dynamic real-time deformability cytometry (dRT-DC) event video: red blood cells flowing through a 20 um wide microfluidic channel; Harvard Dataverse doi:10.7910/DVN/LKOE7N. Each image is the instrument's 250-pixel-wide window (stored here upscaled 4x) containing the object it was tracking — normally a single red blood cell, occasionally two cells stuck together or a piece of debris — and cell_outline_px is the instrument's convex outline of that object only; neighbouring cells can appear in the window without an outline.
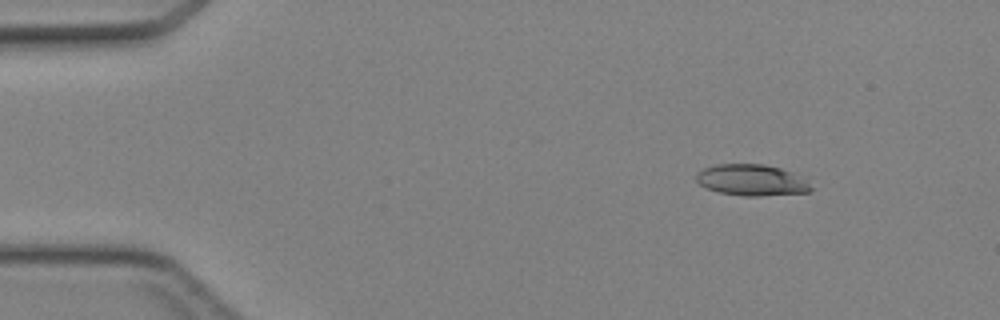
{"species": "Egyptian fruit bat (a non-hibernating species)", "species_latin": "Rousettus aegyptiacus", "temperature_condition": "cold", "stored_images_in_passage": 40, "camera_frame_rate_fps": 3000, "um_per_image_px": 0.085, "animal": {"sex": "female"}, "frame": {"image": 1, "passage_image": 1, "time_ms": 0.0, "image_size_px": [1000, 320], "cell_outline_px": [[812, 188], [808, 192], [760, 196], [744, 196], [720, 192], [708, 188], [700, 184], [696, 180], [696, 172], [704, 168], [716, 164], [764, 164], [780, 168], [792, 172], [804, 180]], "centroid_in_image_um": [63.85, 15.3], "position_along_channel_um": 21.2, "area_um2": 20.63}}
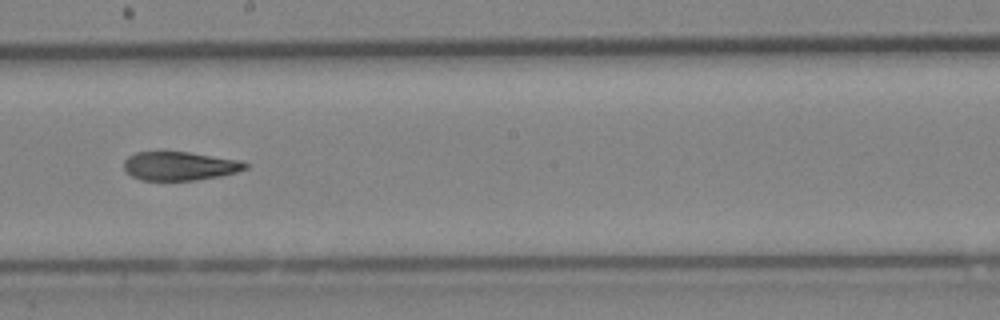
{"frame": {"image": 2, "passage_image": 21, "time_ms": 6.667, "image_size_px": [1000, 320], "cell_outline_px": [[248, 168], [236, 172], [220, 176], [192, 180], [140, 180], [132, 176], [124, 168], [124, 160], [128, 156], [136, 152], [188, 152], [240, 160], [248, 164]], "centroid_in_image_um": [15.27, 14.11], "position_along_channel_um": 232.9, "area_um2": 20.17}}
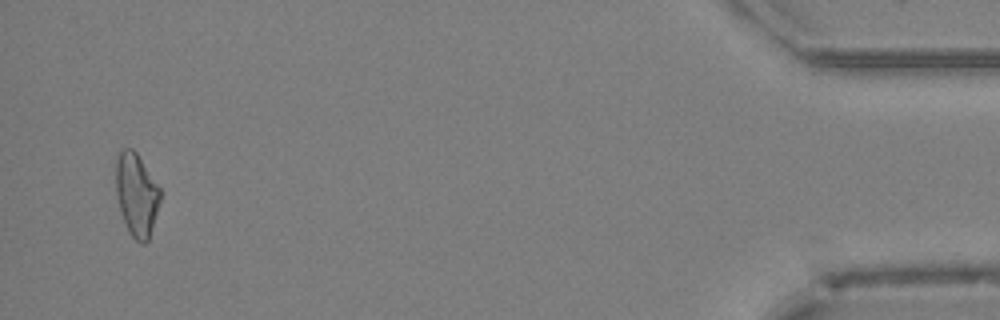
{"frame": {"image": 3, "passage_image": 39, "time_ms": 12.667, "image_size_px": [1000, 320], "cell_outline_px": [[160, 200], [148, 240], [144, 244], [140, 244], [128, 232], [120, 212], [116, 192], [116, 160], [120, 152], [124, 148], [132, 148], [136, 152], [160, 188]], "centroid_in_image_um": [11.59, 16.56], "position_along_channel_um": 423.6, "area_um2": 21.21}}